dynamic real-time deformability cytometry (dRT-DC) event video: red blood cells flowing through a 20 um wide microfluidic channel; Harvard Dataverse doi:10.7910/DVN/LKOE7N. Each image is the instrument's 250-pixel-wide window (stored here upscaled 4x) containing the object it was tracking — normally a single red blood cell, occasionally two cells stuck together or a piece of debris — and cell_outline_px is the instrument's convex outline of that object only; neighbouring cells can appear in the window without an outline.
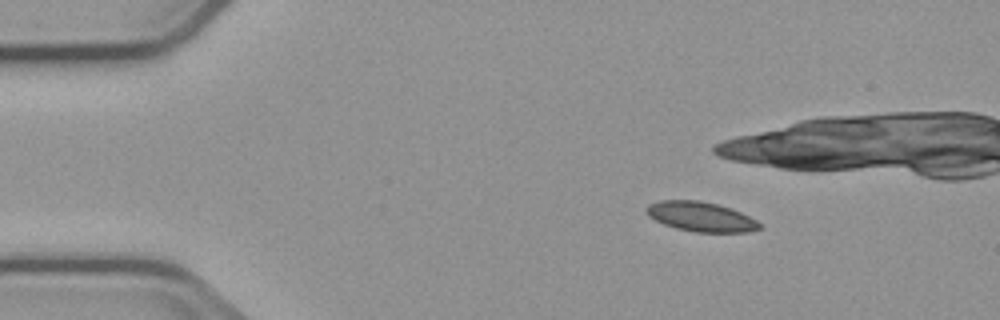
{"species": "common noctule bat (a hibernating species)", "species_latin": "Nyctalus noctula", "temperature_condition": "cold", "stored_images_in_passage": 4, "camera_frame_rate_fps": 3000, "um_per_image_px": 0.085, "animal": {"sex": "male", "body_mass_g": 23.1, "forearm_length_mm": 52.7}, "frame": {"image": 1, "passage_image": 2, "time_ms": 1.333, "image_size_px": [1000, 320], "cell_outline_px": [[760, 228], [748, 232], [696, 232], [676, 228], [664, 224], [648, 216], [644, 208], [648, 204], [660, 200], [700, 200], [716, 204], [740, 212], [756, 220], [760, 224]], "centroid_in_image_um": [59.52, 18.41], "position_along_channel_um": 25.5, "area_um2": 19.42}}